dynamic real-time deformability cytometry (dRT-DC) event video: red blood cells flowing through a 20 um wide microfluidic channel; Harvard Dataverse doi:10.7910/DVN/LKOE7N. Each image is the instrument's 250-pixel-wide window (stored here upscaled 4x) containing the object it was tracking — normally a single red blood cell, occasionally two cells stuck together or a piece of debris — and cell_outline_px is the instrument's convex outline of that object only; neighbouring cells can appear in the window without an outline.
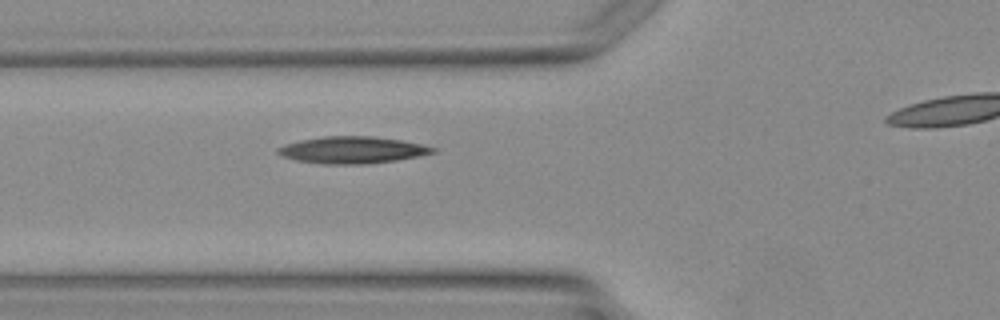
{"species": "Egyptian fruit bat (a non-hibernating species)", "species_latin": "Rousettus aegyptiacus", "temperature_condition": "warm", "stored_images_in_passage": 4, "segment_of_instrument_passage": [1, 2], "camera_frame_rate_fps": 3000, "um_per_image_px": 0.085, "animal": {"sex": "female"}, "frame": {"image": 1, "passage_image": 3, "time_ms": 3.0, "image_size_px": [1000, 320], "cell_outline_px": [[436, 152], [396, 160], [364, 164], [324, 164], [296, 160], [280, 156], [276, 152], [276, 148], [284, 144], [300, 140], [324, 136], [372, 136], [400, 140], [420, 144], [436, 148]], "centroid_in_image_um": [29.88, 12.74], "position_along_channel_um": 95.9, "area_um2": 24.16}}